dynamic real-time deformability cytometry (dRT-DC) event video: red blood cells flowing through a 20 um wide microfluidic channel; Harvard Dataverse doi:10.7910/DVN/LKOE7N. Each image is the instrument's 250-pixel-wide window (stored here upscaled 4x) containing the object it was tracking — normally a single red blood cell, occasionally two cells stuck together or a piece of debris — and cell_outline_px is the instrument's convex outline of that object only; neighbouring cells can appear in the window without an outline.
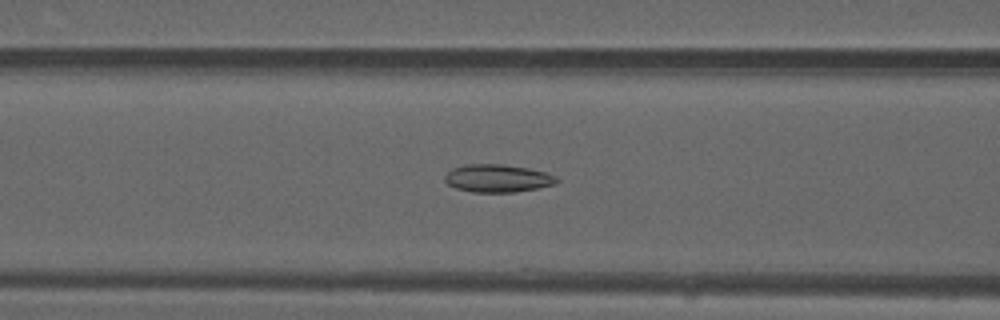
{"species": "common noctule bat (a hibernating species)", "species_latin": "Nyctalus noctula", "temperature_condition": "warm", "stored_images_in_passage": 41, "camera_frame_rate_fps": 3000, "um_per_image_px": 0.085, "animal": {"sex": "male", "forearm_length_mm": 52.5}, "frame": {"image": 1, "passage_image": 12, "time_ms": 3.667, "image_size_px": [1000, 320], "cell_outline_px": [[560, 180], [556, 184], [536, 188], [512, 192], [472, 192], [456, 188], [448, 184], [444, 180], [444, 176], [452, 168], [468, 164], [504, 164], [528, 168], [544, 172], [556, 176]], "centroid_in_image_um": [42.29, 15.15], "position_along_channel_um": 124.3, "area_um2": 18.09}}
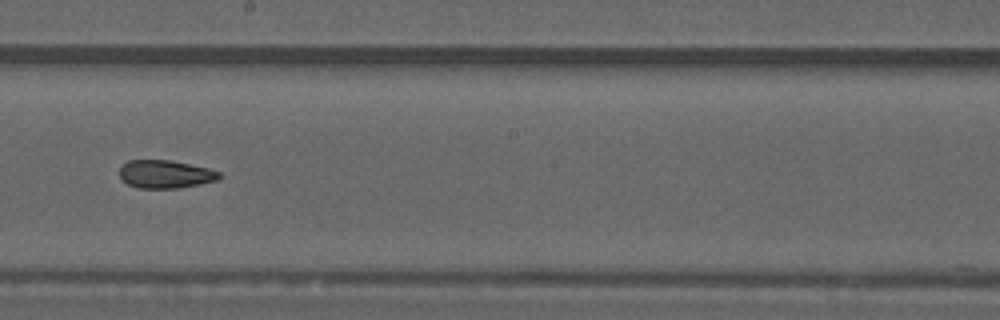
{"frame": {"image": 2, "passage_image": 20, "time_ms": 6.333, "image_size_px": [1000, 320], "cell_outline_px": [[224, 176], [216, 180], [176, 188], [140, 188], [128, 184], [120, 176], [120, 168], [128, 160], [172, 160], [208, 168], [220, 172]], "centroid_in_image_um": [14.07, 14.79], "position_along_channel_um": 234.1, "area_um2": 16.13}}
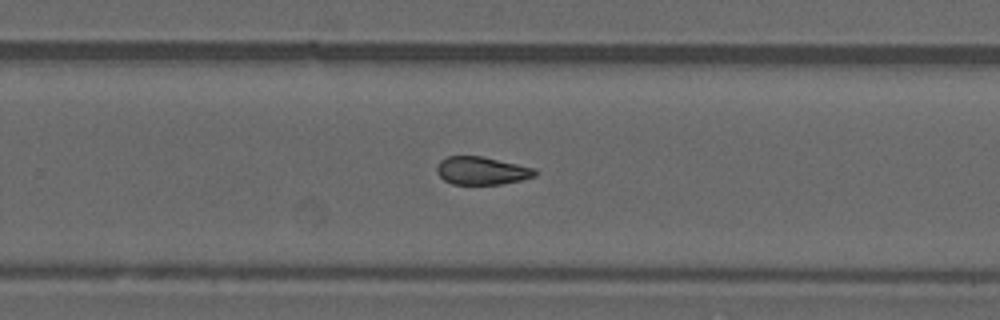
{"frame": {"image": 3, "passage_image": 24, "time_ms": 7.667, "image_size_px": [1000, 320], "cell_outline_px": [[536, 176], [520, 180], [500, 184], [452, 184], [444, 180], [436, 172], [436, 168], [440, 160], [448, 156], [484, 156], [536, 168]], "centroid_in_image_um": [40.95, 14.5], "position_along_channel_um": 288.9, "area_um2": 16.07}, "authors_computed_cell_mechanics": {"area_um2": 16.762, "velocity_mm_per_s": 4.1282, "shape_relaxation_time_tau1_ms": null, "shape_relaxation_time_tau2_ms": 2.3633, "deformation_change_tau1": null, "deformation_change_tau2": 0.097}}